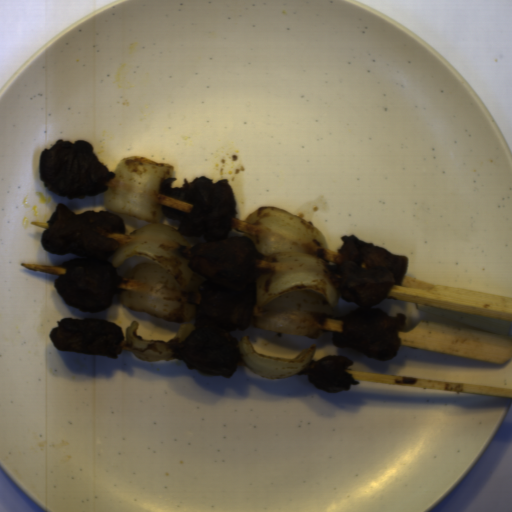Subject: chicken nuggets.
I'll use <instances>...</instances> for the list:
<instances>
[{
    "mask_svg": "<svg viewBox=\"0 0 512 512\" xmlns=\"http://www.w3.org/2000/svg\"><path fill=\"white\" fill-rule=\"evenodd\" d=\"M163 179L157 203L165 216L179 221L184 236H200L191 245L188 265L201 283L196 293L194 330L171 358L187 369L210 376L233 378L240 362L234 331L247 330L256 304L258 256L248 236L229 237L236 219V198L228 180L213 182L198 176Z\"/></svg>",
    "mask_w": 512,
    "mask_h": 512,
    "instance_id": "obj_1",
    "label": "chicken nuggets"
},
{
    "mask_svg": "<svg viewBox=\"0 0 512 512\" xmlns=\"http://www.w3.org/2000/svg\"><path fill=\"white\" fill-rule=\"evenodd\" d=\"M336 263H330L338 297L353 301L356 308L344 316L342 330L331 333V344L350 348L368 358L392 361L399 353V331H404L407 316L390 317L379 308L394 286L402 285L408 259L377 247L355 234L341 237Z\"/></svg>",
    "mask_w": 512,
    "mask_h": 512,
    "instance_id": "obj_2",
    "label": "chicken nuggets"
},
{
    "mask_svg": "<svg viewBox=\"0 0 512 512\" xmlns=\"http://www.w3.org/2000/svg\"><path fill=\"white\" fill-rule=\"evenodd\" d=\"M46 223L42 250L58 256H80L63 262L65 274L54 280L60 298L83 311L109 309L124 283L118 267L112 265L117 244L126 236L123 219L109 211L73 214L59 203Z\"/></svg>",
    "mask_w": 512,
    "mask_h": 512,
    "instance_id": "obj_3",
    "label": "chicken nuggets"
},
{
    "mask_svg": "<svg viewBox=\"0 0 512 512\" xmlns=\"http://www.w3.org/2000/svg\"><path fill=\"white\" fill-rule=\"evenodd\" d=\"M39 168L46 188L69 199L106 193L115 177L84 140H56L40 154Z\"/></svg>",
    "mask_w": 512,
    "mask_h": 512,
    "instance_id": "obj_4",
    "label": "chicken nuggets"
},
{
    "mask_svg": "<svg viewBox=\"0 0 512 512\" xmlns=\"http://www.w3.org/2000/svg\"><path fill=\"white\" fill-rule=\"evenodd\" d=\"M56 350L86 355H105L117 360L126 339L123 327L101 318L64 317L50 330Z\"/></svg>",
    "mask_w": 512,
    "mask_h": 512,
    "instance_id": "obj_5",
    "label": "chicken nuggets"
},
{
    "mask_svg": "<svg viewBox=\"0 0 512 512\" xmlns=\"http://www.w3.org/2000/svg\"><path fill=\"white\" fill-rule=\"evenodd\" d=\"M354 361L344 355H329L317 361H311L298 374L307 377L315 387L328 394L349 391L351 386L359 383L351 375L350 367Z\"/></svg>",
    "mask_w": 512,
    "mask_h": 512,
    "instance_id": "obj_6",
    "label": "chicken nuggets"
}]
</instances>
